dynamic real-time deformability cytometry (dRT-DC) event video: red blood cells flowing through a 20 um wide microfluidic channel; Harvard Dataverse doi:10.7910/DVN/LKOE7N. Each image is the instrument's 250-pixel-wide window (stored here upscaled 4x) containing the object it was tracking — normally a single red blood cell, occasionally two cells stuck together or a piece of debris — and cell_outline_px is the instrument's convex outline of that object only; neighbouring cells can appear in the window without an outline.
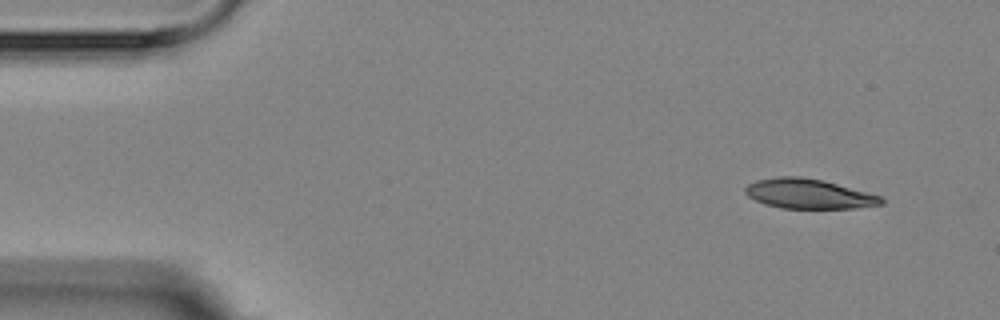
{"species": "Egyptian fruit bat (a non-hibernating species)", "species_latin": "Rousettus aegyptiacus", "temperature_condition": "room temperature", "stored_images_in_passage": 6, "camera_frame_rate_fps": 3000, "um_per_image_px": 0.085, "animal": {"sex": "female"}, "frame": {"image": 1, "passage_image": 1, "time_ms": 0.0, "image_size_px": [1000, 320], "cell_outline_px": [[884, 204], [856, 208], [780, 208], [764, 204], [748, 196], [744, 192], [744, 188], [748, 184], [756, 180], [780, 176], [800, 176], [820, 180], [884, 196]], "centroid_in_image_um": [68.75, 16.48], "position_along_channel_um": 16.3, "area_um2": 23.58}}
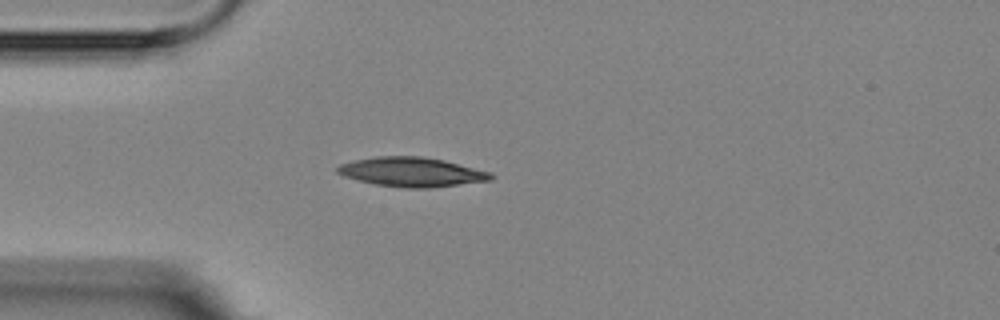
{"frame": {"image": 2, "passage_image": 4, "time_ms": 3.333, "image_size_px": [1000, 320], "cell_outline_px": [[496, 176], [492, 180], [428, 188], [404, 188], [376, 184], [344, 176], [336, 172], [336, 168], [340, 164], [356, 160], [376, 156], [424, 156], [444, 160], [492, 172]], "centroid_in_image_um": [35.04, 14.61], "position_along_channel_um": 50.0, "area_um2": 26.24}}
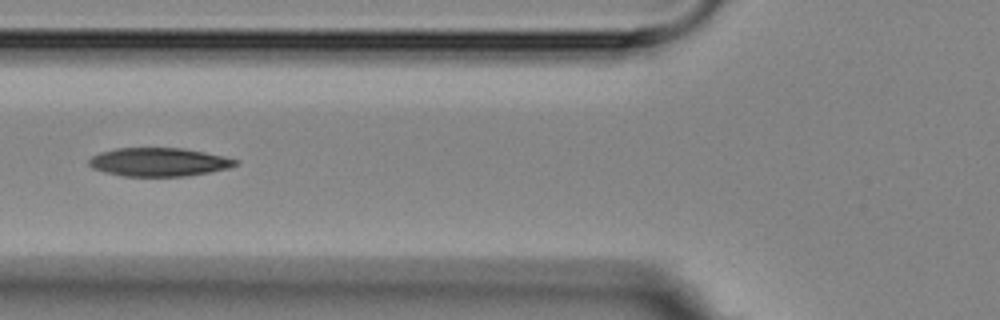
{"frame": {"image": 3, "passage_image": 6, "time_ms": 5.333, "image_size_px": [1000, 320], "cell_outline_px": [[240, 164], [228, 168], [188, 176], [124, 176], [104, 172], [92, 168], [88, 164], [88, 160], [92, 156], [100, 152], [116, 148], [184, 148], [224, 156], [240, 160]], "centroid_in_image_um": [13.51, 13.77], "position_along_channel_um": 112.3, "area_um2": 24.45}}